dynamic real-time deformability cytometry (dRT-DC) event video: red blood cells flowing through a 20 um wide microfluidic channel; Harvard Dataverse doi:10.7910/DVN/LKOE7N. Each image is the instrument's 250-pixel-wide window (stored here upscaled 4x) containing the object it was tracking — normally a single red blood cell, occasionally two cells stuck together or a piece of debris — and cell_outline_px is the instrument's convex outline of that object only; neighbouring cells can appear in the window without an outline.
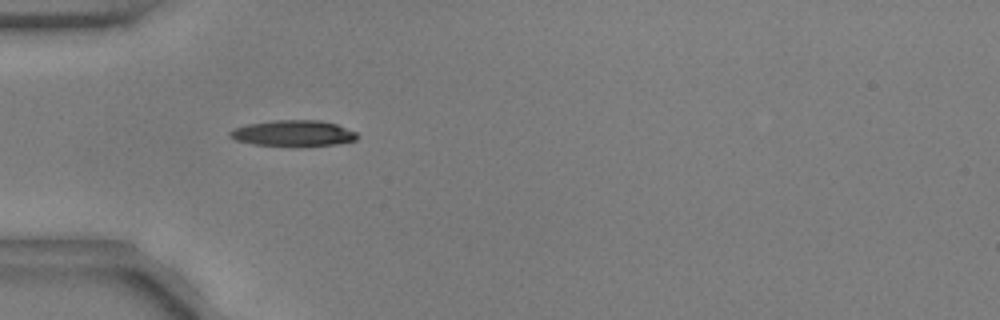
{"species": "common noctule bat (a hibernating species)", "species_latin": "Nyctalus noctula", "temperature_condition": "warm", "stored_images_in_passage": 37, "camera_frame_rate_fps": 3000, "um_per_image_px": 0.085, "animal": {"sex": "male", "body_mass_g": 17.9, "forearm_length_mm": 54.2}, "frame": {"image": 1, "passage_image": 6, "time_ms": 1.667, "image_size_px": [1000, 320], "cell_outline_px": [[360, 136], [356, 140], [336, 144], [252, 144], [236, 140], [228, 136], [228, 132], [236, 128], [248, 124], [272, 120], [320, 120], [336, 124], [356, 132]], "centroid_in_image_um": [24.93, 11.29], "position_along_channel_um": 60.1, "area_um2": 18.61}}
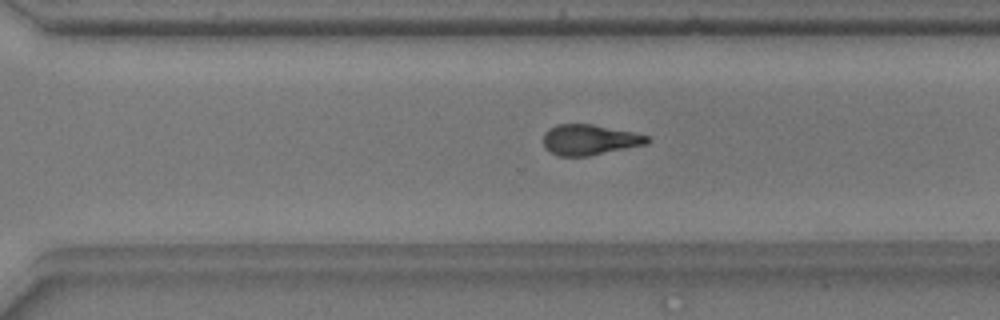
{"frame": {"image": 2, "passage_image": 27, "time_ms": 8.667, "image_size_px": [1000, 320], "cell_outline_px": [[648, 144], [588, 156], [560, 156], [544, 148], [544, 132], [548, 128], [556, 124], [592, 124], [632, 132], [648, 136]], "centroid_in_image_um": [50.08, 11.88], "position_along_channel_um": 320.5, "area_um2": 18.38}}
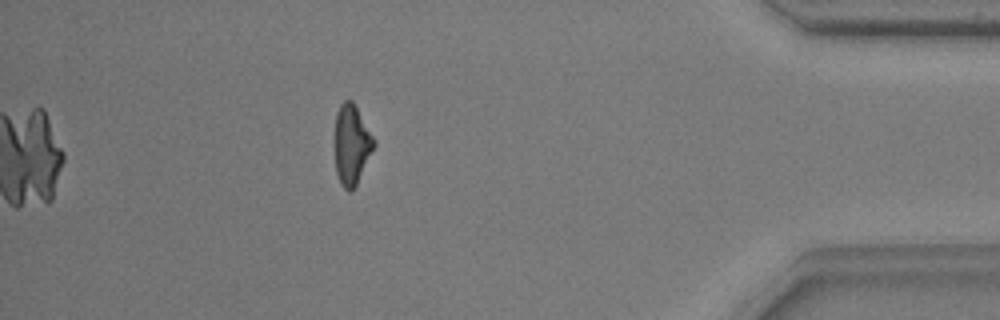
{"frame": {"image": 3, "passage_image": 37, "time_ms": 12.0, "image_size_px": [1000, 320], "cell_outline_px": [[376, 144], [352, 192], [348, 192], [340, 184], [336, 172], [332, 140], [336, 112], [340, 104], [344, 100], [352, 100], [376, 140]], "centroid_in_image_um": [29.84, 12.28], "position_along_channel_um": 405.4, "area_um2": 18.9}, "authors_computed_cell_mechanics": {"area_um2": 19.3052, "velocity_mm_per_s": 3.7837, "shape_relaxation_time_tau1_ms": 4.4669, "shape_relaxation_time_tau2_ms": 6.3165, "deformation_change_tau1": 0.1758, "deformation_change_tau2": 0.1576}}